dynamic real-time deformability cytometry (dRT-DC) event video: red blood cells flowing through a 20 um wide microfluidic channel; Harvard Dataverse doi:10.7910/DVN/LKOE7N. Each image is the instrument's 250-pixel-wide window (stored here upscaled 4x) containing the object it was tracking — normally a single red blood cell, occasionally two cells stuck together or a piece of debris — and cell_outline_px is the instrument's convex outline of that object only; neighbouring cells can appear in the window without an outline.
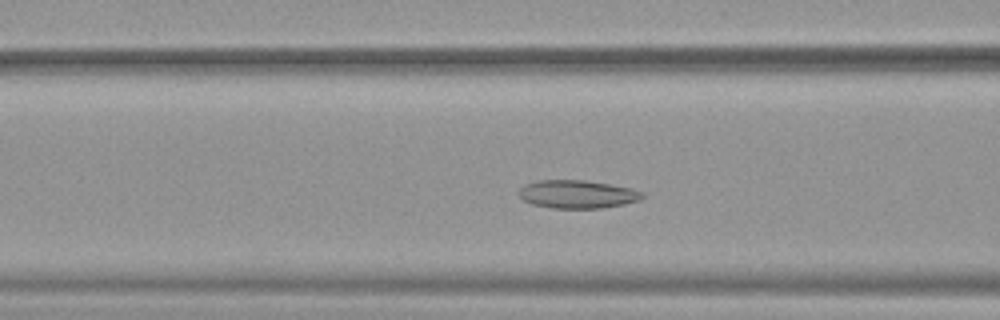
{"species": "common noctule bat (a hibernating species)", "species_latin": "Nyctalus noctula", "temperature_condition": "warm", "stored_images_in_passage": 47, "camera_frame_rate_fps": 3000, "um_per_image_px": 0.085, "animal": {"sex": "female", "body_mass_g": 19.9}, "frame": {"image": 1, "passage_image": 16, "time_ms": 5.0, "image_size_px": [1000, 320], "cell_outline_px": [[644, 196], [640, 200], [624, 204], [604, 208], [552, 208], [532, 204], [520, 200], [520, 188], [524, 184], [536, 180], [584, 180], [612, 184], [632, 188], [644, 192]], "centroid_in_image_um": [49.08, 16.5], "position_along_channel_um": 117.5, "area_um2": 20.52}}
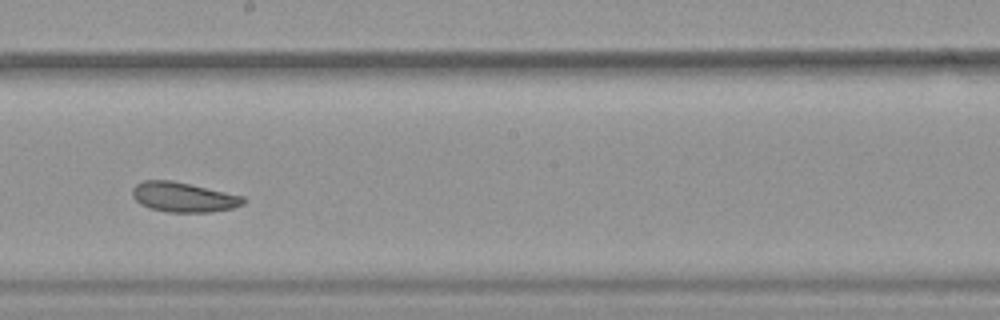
{"frame": {"image": 2, "passage_image": 25, "time_ms": 8.0, "image_size_px": [1000, 320], "cell_outline_px": [[248, 200], [244, 204], [232, 208], [212, 212], [168, 212], [148, 208], [140, 204], [132, 196], [132, 188], [136, 184], [144, 180], [172, 180], [244, 196]], "centroid_in_image_um": [15.6, 16.76], "position_along_channel_um": 232.6, "area_um2": 19.42}}
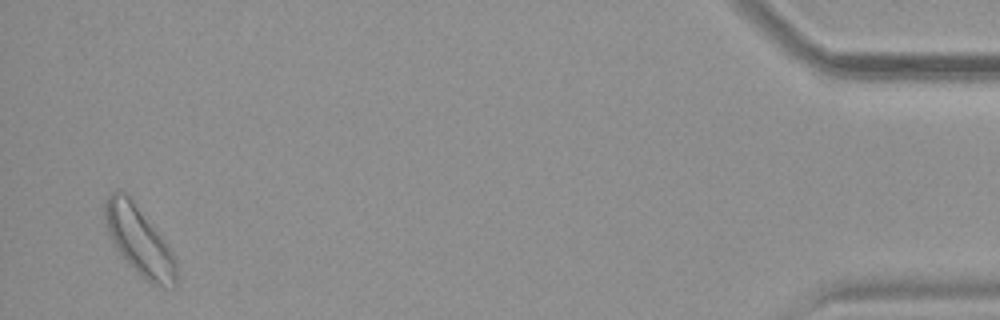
{"frame": {"image": 3, "passage_image": 46, "time_ms": 15.0, "image_size_px": [1000, 320], "cell_outline_px": [[176, 288], [164, 288], [152, 284], [136, 272], [132, 268], [116, 248], [108, 236], [104, 224], [104, 200], [108, 192], [116, 188], [120, 188], [132, 200], [164, 240], [172, 252], [176, 260]], "centroid_in_image_um": [11.78, 20.44], "position_along_channel_um": 423.4, "area_um2": 28.78}, "authors_computed_cell_mechanics": {"area_um2": 21.5016, "velocity_mm_per_s": 3.8544, "shape_relaxation_time_tau1_ms": 7.5262, "shape_relaxation_time_tau2_ms": 4.677, "deformation_change_tau1": 0.0996, "deformation_change_tau2": 0.1203}}